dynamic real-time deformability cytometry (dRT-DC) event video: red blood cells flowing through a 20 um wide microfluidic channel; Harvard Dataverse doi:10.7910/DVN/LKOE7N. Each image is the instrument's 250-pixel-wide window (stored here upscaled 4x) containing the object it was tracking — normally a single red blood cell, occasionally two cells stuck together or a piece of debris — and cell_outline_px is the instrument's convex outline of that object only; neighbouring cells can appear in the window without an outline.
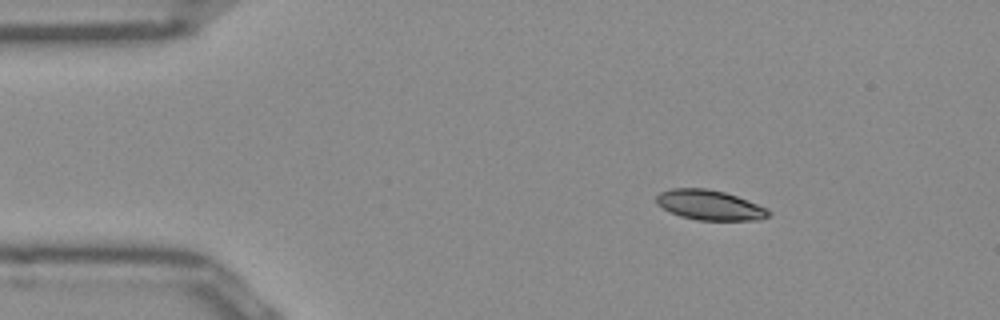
{"species": "Egyptian fruit bat (a non-hibernating species)", "species_latin": "Rousettus aegyptiacus", "temperature_condition": "room temperature", "stored_images_in_passage": 44, "camera_frame_rate_fps": 3000, "um_per_image_px": 0.085, "frame": {"image": 1, "passage_image": 1, "time_ms": 0.0, "image_size_px": [1000, 320], "cell_outline_px": [[772, 212], [768, 216], [760, 220], [700, 220], [680, 216], [656, 204], [656, 196], [660, 192], [672, 188], [708, 188], [724, 192], [736, 196], [768, 208]], "centroid_in_image_um": [60.34, 17.43], "position_along_channel_um": 24.7, "area_um2": 19.54}}
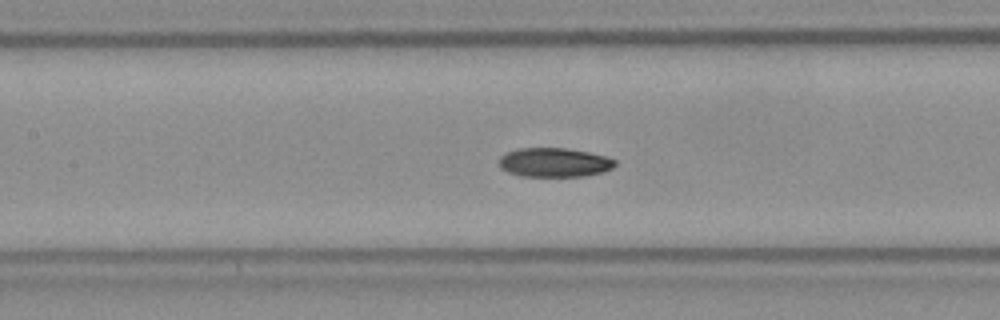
{"frame": {"image": 2, "passage_image": 16, "time_ms": 5.0, "image_size_px": [1000, 320], "cell_outline_px": [[616, 164], [612, 168], [600, 172], [584, 176], [520, 176], [508, 172], [500, 168], [500, 156], [504, 152], [520, 148], [564, 148], [588, 152], [604, 156], [616, 160]], "centroid_in_image_um": [47.07, 13.8], "position_along_channel_um": 160.3, "area_um2": 19.59}}
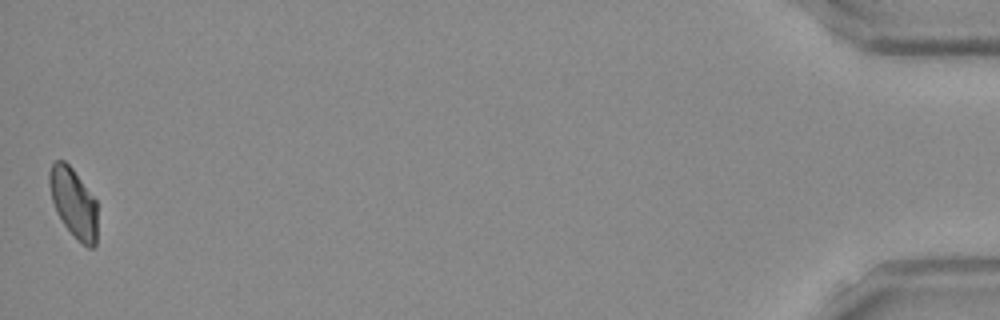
{"frame": {"image": 3, "passage_image": 44, "time_ms": 14.333, "image_size_px": [1000, 320], "cell_outline_px": [[96, 244], [92, 248], [88, 248], [64, 224], [56, 212], [52, 200], [48, 180], [48, 172], [52, 164], [56, 160], [64, 160], [72, 168], [96, 200]], "centroid_in_image_um": [6.23, 17.19], "position_along_channel_um": 429.0, "area_um2": 19.07}, "authors_computed_cell_mechanics": {"area_um2": 19.9121, "velocity_mm_per_s": 3.9513, "shape_relaxation_time_tau1_ms": 5.3123, "shape_relaxation_time_tau2_ms": 4.7818, "deformation_change_tau1": 0.1255, "deformation_change_tau2": 0.0849}}